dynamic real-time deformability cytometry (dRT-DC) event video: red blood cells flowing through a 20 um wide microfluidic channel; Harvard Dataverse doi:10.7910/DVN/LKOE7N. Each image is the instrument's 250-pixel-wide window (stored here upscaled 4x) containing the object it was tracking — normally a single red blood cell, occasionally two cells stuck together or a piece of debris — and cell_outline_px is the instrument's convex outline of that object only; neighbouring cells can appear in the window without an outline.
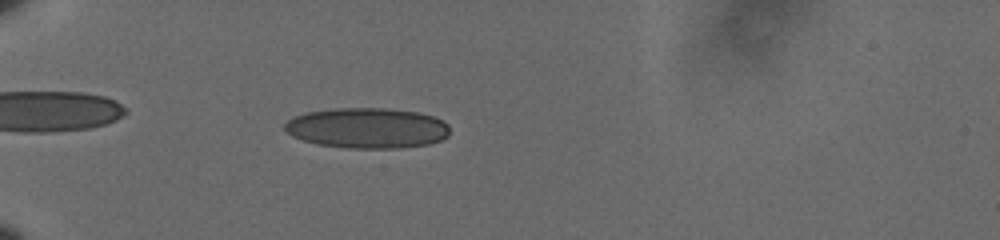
{"species": "human", "species_latin": "Homo sapiens", "temperature_condition": "cold", "stored_images_in_passage": 22, "camera_frame_rate_fps": 3000, "um_per_image_px": 0.085, "donor": {"sex": "male"}, "frame": {"image": 1, "passage_image": 12, "time_ms": 3.667, "image_size_px": [1000, 240], "cell_outline_px": [[448, 136], [440, 140], [428, 144], [400, 148], [348, 148], [316, 144], [292, 136], [284, 128], [284, 124], [292, 116], [304, 112], [332, 108], [388, 108], [420, 112], [444, 120], [448, 124]], "centroid_in_image_um": [31.2, 10.87], "position_along_channel_um": 53.8, "area_um2": 39.25}}
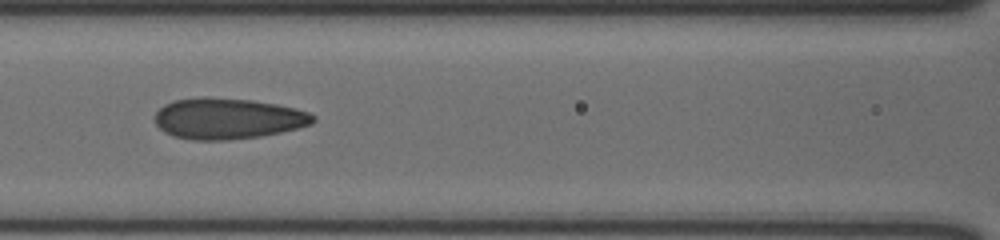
{"frame": {"image": 2, "passage_image": 18, "time_ms": 5.667, "image_size_px": [1000, 240], "cell_outline_px": [[316, 120], [312, 124], [280, 132], [260, 136], [228, 140], [192, 140], [172, 136], [164, 132], [156, 124], [156, 112], [164, 104], [176, 100], [204, 96], [252, 100], [276, 104], [296, 108], [308, 112], [316, 116]], "centroid_in_image_um": [19.36, 10.07], "position_along_channel_um": 147.2, "area_um2": 37.86}}
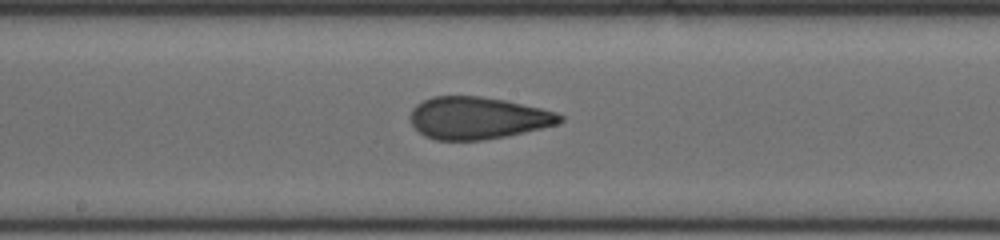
{"frame": {"image": 3, "passage_image": 21, "time_ms": 6.667, "image_size_px": [1000, 240], "cell_outline_px": [[564, 120], [556, 124], [524, 132], [484, 140], [436, 140], [424, 136], [412, 124], [408, 116], [412, 108], [416, 104], [432, 96], [480, 96], [504, 100], [540, 108], [556, 112], [564, 116]], "centroid_in_image_um": [40.56, 10.02], "position_along_channel_um": 207.6, "area_um2": 36.7}}